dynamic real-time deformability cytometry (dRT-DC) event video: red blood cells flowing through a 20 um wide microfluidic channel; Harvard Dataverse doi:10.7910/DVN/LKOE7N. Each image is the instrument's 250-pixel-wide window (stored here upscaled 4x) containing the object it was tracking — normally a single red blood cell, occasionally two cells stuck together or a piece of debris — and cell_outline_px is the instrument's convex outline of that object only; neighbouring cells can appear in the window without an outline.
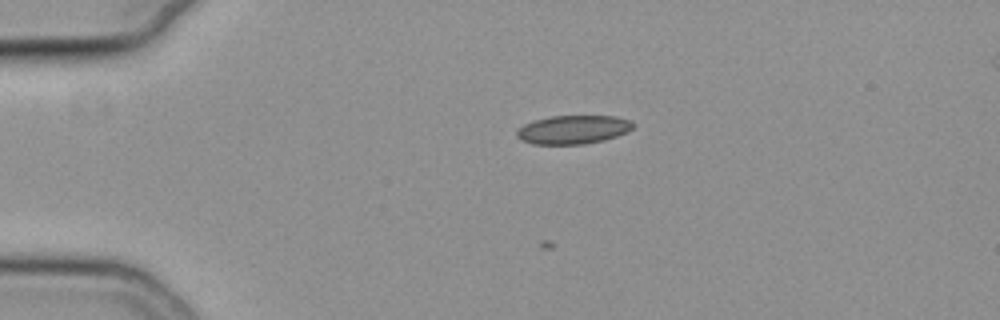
{"species": "common noctule bat (a hibernating species)", "species_latin": "Nyctalus noctula", "temperature_condition": "cold", "stored_images_in_passage": 45, "camera_frame_rate_fps": 3000, "um_per_image_px": 0.085, "animal": {"sex": "female", "body_mass_g": 19.3, "forearm_length_mm": 54.1}, "frame": {"image": 1, "passage_image": 2, "time_ms": 0.333, "image_size_px": [1000, 320], "cell_outline_px": [[632, 128], [616, 136], [604, 140], [584, 144], [532, 144], [520, 140], [516, 136], [516, 128], [524, 124], [536, 120], [552, 116], [616, 116], [632, 120]], "centroid_in_image_um": [48.67, 11.02], "position_along_channel_um": 36.3, "area_um2": 19.36}}
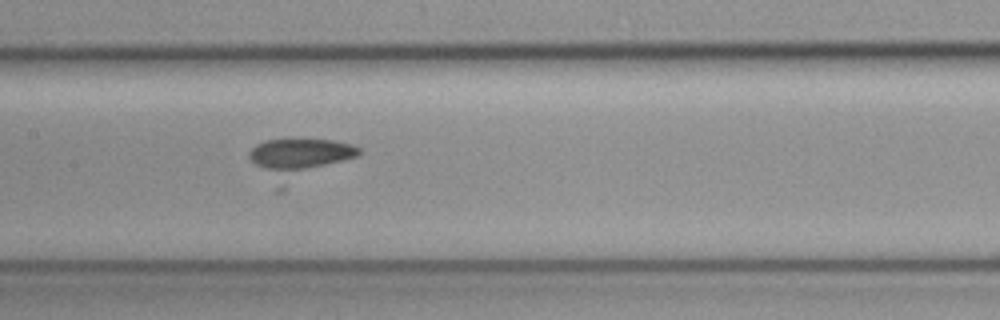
{"frame": {"image": 2, "passage_image": 17, "time_ms": 5.333, "image_size_px": [1000, 320], "cell_outline_px": [[360, 156], [344, 160], [308, 168], [284, 172], [276, 172], [264, 168], [248, 160], [248, 152], [256, 144], [264, 140], [332, 140], [352, 144], [360, 148]], "centroid_in_image_um": [25.5, 13.08], "position_along_channel_um": 181.9, "area_um2": 19.54}}
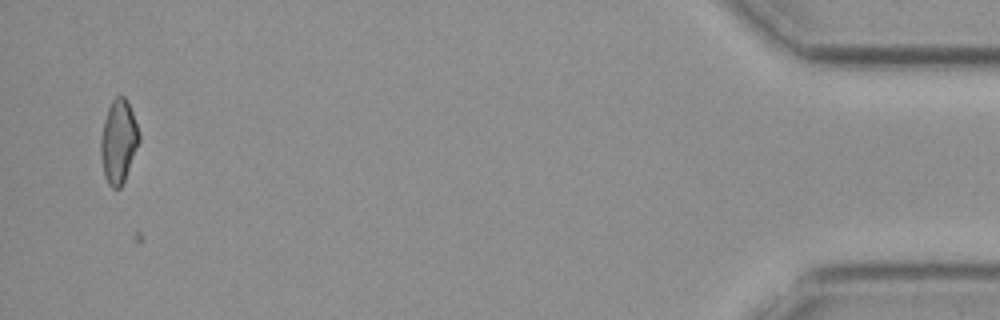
{"frame": {"image": 3, "passage_image": 43, "time_ms": 14.0, "image_size_px": [1000, 320], "cell_outline_px": [[140, 140], [124, 180], [120, 188], [112, 188], [108, 184], [104, 176], [100, 156], [100, 140], [104, 120], [108, 108], [112, 100], [116, 96], [124, 96], [132, 112], [140, 136]], "centroid_in_image_um": [10.05, 12.04], "position_along_channel_um": 425.2, "area_um2": 18.44}}